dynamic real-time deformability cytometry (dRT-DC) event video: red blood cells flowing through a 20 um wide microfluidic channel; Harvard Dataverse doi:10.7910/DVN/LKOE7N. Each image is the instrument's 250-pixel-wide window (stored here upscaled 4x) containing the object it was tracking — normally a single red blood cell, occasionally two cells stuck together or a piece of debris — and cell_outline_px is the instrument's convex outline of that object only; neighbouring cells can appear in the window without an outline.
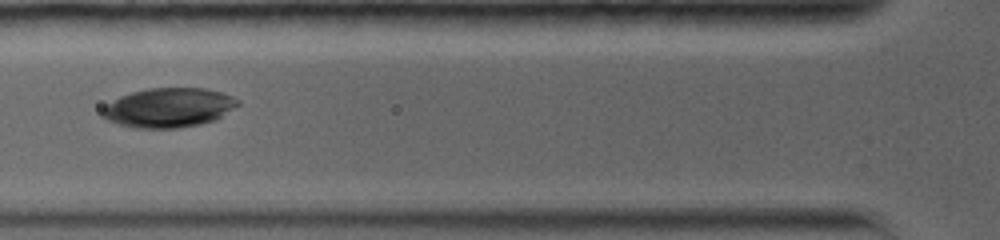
{"species": "common noctule bat (a hibernating species)", "species_latin": "Nyctalus noctula", "temperature_condition": "warm", "stored_images_in_passage": 6, "camera_frame_rate_fps": 5000, "um_per_image_px": 0.085, "animal": {"sex": "female", "body_mass_g": 19.0, "forearm_length_mm": 56.7}, "frame": {"image": 1, "passage_image": 4, "time_ms": 2.2, "image_size_px": [1000, 240], "cell_outline_px": [[240, 104], [216, 120], [200, 124], [176, 128], [136, 128], [120, 124], [108, 120], [100, 116], [100, 108], [120, 96], [132, 92], [148, 88], [204, 88], [220, 92], [232, 96], [240, 100]], "centroid_in_image_um": [14.32, 9.15], "position_along_channel_um": 111.5, "area_um2": 31.21}}